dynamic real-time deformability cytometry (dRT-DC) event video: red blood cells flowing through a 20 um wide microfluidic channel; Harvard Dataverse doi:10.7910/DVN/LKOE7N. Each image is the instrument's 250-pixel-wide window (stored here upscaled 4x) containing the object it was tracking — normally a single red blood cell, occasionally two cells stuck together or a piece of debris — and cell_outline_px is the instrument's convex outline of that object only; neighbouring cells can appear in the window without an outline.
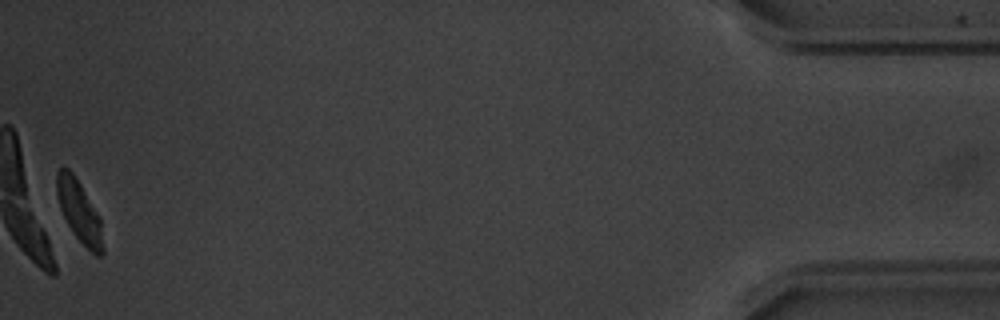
{"species": "common noctule bat (a hibernating species)", "species_latin": "Nyctalus noctula", "temperature_condition": "warm", "stored_images_in_passage": 55, "camera_frame_rate_fps": 3000, "um_per_image_px": 0.085, "animal": {"sex": "male", "body_mass_g": 20.1, "forearm_length_mm": 53.5}, "frame": {"image": 1, "passage_image": 55, "time_ms": 18.0, "image_size_px": [1000, 320], "cell_outline_px": [[104, 252], [100, 256], [96, 256], [76, 236], [68, 224], [60, 208], [56, 192], [56, 172], [60, 168], [68, 168], [72, 172], [80, 184], [100, 216], [104, 248]], "centroid_in_image_um": [6.75, 17.96], "position_along_channel_um": 428.5, "area_um2": 16.42}, "authors_computed_cell_mechanics": {"area_um2": 18.9584, "velocity_mm_per_s": 3.7646, "shape_relaxation_time_tau1_ms": 1.4607, "shape_relaxation_time_tau2_ms": 3.9636, "deformation_change_tau1": 0.2543, "deformation_change_tau2": 0.0755}}